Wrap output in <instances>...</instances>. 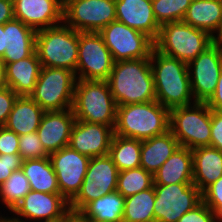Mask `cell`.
<instances>
[{
	"label": "cell",
	"instance_id": "cell-2",
	"mask_svg": "<svg viewBox=\"0 0 222 222\" xmlns=\"http://www.w3.org/2000/svg\"><path fill=\"white\" fill-rule=\"evenodd\" d=\"M150 63L156 100L169 110L190 105L193 95L187 64L164 55L155 48L151 52Z\"/></svg>",
	"mask_w": 222,
	"mask_h": 222
},
{
	"label": "cell",
	"instance_id": "cell-23",
	"mask_svg": "<svg viewBox=\"0 0 222 222\" xmlns=\"http://www.w3.org/2000/svg\"><path fill=\"white\" fill-rule=\"evenodd\" d=\"M41 67L36 51L27 58L5 64L7 87L18 96H29L34 91Z\"/></svg>",
	"mask_w": 222,
	"mask_h": 222
},
{
	"label": "cell",
	"instance_id": "cell-26",
	"mask_svg": "<svg viewBox=\"0 0 222 222\" xmlns=\"http://www.w3.org/2000/svg\"><path fill=\"white\" fill-rule=\"evenodd\" d=\"M44 110L30 97L18 96L4 127L18 136L37 131Z\"/></svg>",
	"mask_w": 222,
	"mask_h": 222
},
{
	"label": "cell",
	"instance_id": "cell-24",
	"mask_svg": "<svg viewBox=\"0 0 222 222\" xmlns=\"http://www.w3.org/2000/svg\"><path fill=\"white\" fill-rule=\"evenodd\" d=\"M154 184L193 183L192 149L179 146L153 174Z\"/></svg>",
	"mask_w": 222,
	"mask_h": 222
},
{
	"label": "cell",
	"instance_id": "cell-19",
	"mask_svg": "<svg viewBox=\"0 0 222 222\" xmlns=\"http://www.w3.org/2000/svg\"><path fill=\"white\" fill-rule=\"evenodd\" d=\"M75 121L76 118L72 108L62 111L44 112L37 133L48 154L69 145Z\"/></svg>",
	"mask_w": 222,
	"mask_h": 222
},
{
	"label": "cell",
	"instance_id": "cell-15",
	"mask_svg": "<svg viewBox=\"0 0 222 222\" xmlns=\"http://www.w3.org/2000/svg\"><path fill=\"white\" fill-rule=\"evenodd\" d=\"M49 159L57 176L60 194L70 202L81 188L90 158L67 146L49 154Z\"/></svg>",
	"mask_w": 222,
	"mask_h": 222
},
{
	"label": "cell",
	"instance_id": "cell-3",
	"mask_svg": "<svg viewBox=\"0 0 222 222\" xmlns=\"http://www.w3.org/2000/svg\"><path fill=\"white\" fill-rule=\"evenodd\" d=\"M170 110L157 100L117 106L114 134L145 140L169 130Z\"/></svg>",
	"mask_w": 222,
	"mask_h": 222
},
{
	"label": "cell",
	"instance_id": "cell-8",
	"mask_svg": "<svg viewBox=\"0 0 222 222\" xmlns=\"http://www.w3.org/2000/svg\"><path fill=\"white\" fill-rule=\"evenodd\" d=\"M76 82L73 71L42 66L34 91L29 96L44 111L71 109Z\"/></svg>",
	"mask_w": 222,
	"mask_h": 222
},
{
	"label": "cell",
	"instance_id": "cell-34",
	"mask_svg": "<svg viewBox=\"0 0 222 222\" xmlns=\"http://www.w3.org/2000/svg\"><path fill=\"white\" fill-rule=\"evenodd\" d=\"M192 0H152V7L159 26L182 21Z\"/></svg>",
	"mask_w": 222,
	"mask_h": 222
},
{
	"label": "cell",
	"instance_id": "cell-17",
	"mask_svg": "<svg viewBox=\"0 0 222 222\" xmlns=\"http://www.w3.org/2000/svg\"><path fill=\"white\" fill-rule=\"evenodd\" d=\"M70 209L69 202L60 193H43L30 190L12 211L31 221L56 222ZM37 219V220H36Z\"/></svg>",
	"mask_w": 222,
	"mask_h": 222
},
{
	"label": "cell",
	"instance_id": "cell-22",
	"mask_svg": "<svg viewBox=\"0 0 222 222\" xmlns=\"http://www.w3.org/2000/svg\"><path fill=\"white\" fill-rule=\"evenodd\" d=\"M182 21L221 41L222 0H192Z\"/></svg>",
	"mask_w": 222,
	"mask_h": 222
},
{
	"label": "cell",
	"instance_id": "cell-33",
	"mask_svg": "<svg viewBox=\"0 0 222 222\" xmlns=\"http://www.w3.org/2000/svg\"><path fill=\"white\" fill-rule=\"evenodd\" d=\"M30 190V183L22 169H20L13 171L11 176L0 185V197L6 207L12 212Z\"/></svg>",
	"mask_w": 222,
	"mask_h": 222
},
{
	"label": "cell",
	"instance_id": "cell-45",
	"mask_svg": "<svg viewBox=\"0 0 222 222\" xmlns=\"http://www.w3.org/2000/svg\"><path fill=\"white\" fill-rule=\"evenodd\" d=\"M5 50L6 46H5L4 24H0V58L3 56Z\"/></svg>",
	"mask_w": 222,
	"mask_h": 222
},
{
	"label": "cell",
	"instance_id": "cell-35",
	"mask_svg": "<svg viewBox=\"0 0 222 222\" xmlns=\"http://www.w3.org/2000/svg\"><path fill=\"white\" fill-rule=\"evenodd\" d=\"M19 154L23 160L49 157L45 151L37 131L19 136Z\"/></svg>",
	"mask_w": 222,
	"mask_h": 222
},
{
	"label": "cell",
	"instance_id": "cell-28",
	"mask_svg": "<svg viewBox=\"0 0 222 222\" xmlns=\"http://www.w3.org/2000/svg\"><path fill=\"white\" fill-rule=\"evenodd\" d=\"M21 169L30 183L31 190L43 193H60L57 176L49 157L23 160Z\"/></svg>",
	"mask_w": 222,
	"mask_h": 222
},
{
	"label": "cell",
	"instance_id": "cell-29",
	"mask_svg": "<svg viewBox=\"0 0 222 222\" xmlns=\"http://www.w3.org/2000/svg\"><path fill=\"white\" fill-rule=\"evenodd\" d=\"M125 197L118 191L89 202L81 211L87 216L105 222H123Z\"/></svg>",
	"mask_w": 222,
	"mask_h": 222
},
{
	"label": "cell",
	"instance_id": "cell-46",
	"mask_svg": "<svg viewBox=\"0 0 222 222\" xmlns=\"http://www.w3.org/2000/svg\"><path fill=\"white\" fill-rule=\"evenodd\" d=\"M6 79H5V64L0 58V89L6 88Z\"/></svg>",
	"mask_w": 222,
	"mask_h": 222
},
{
	"label": "cell",
	"instance_id": "cell-27",
	"mask_svg": "<svg viewBox=\"0 0 222 222\" xmlns=\"http://www.w3.org/2000/svg\"><path fill=\"white\" fill-rule=\"evenodd\" d=\"M172 132L141 140L140 167L154 174L179 147Z\"/></svg>",
	"mask_w": 222,
	"mask_h": 222
},
{
	"label": "cell",
	"instance_id": "cell-12",
	"mask_svg": "<svg viewBox=\"0 0 222 222\" xmlns=\"http://www.w3.org/2000/svg\"><path fill=\"white\" fill-rule=\"evenodd\" d=\"M114 62L150 58L154 41L146 34L115 20L98 32Z\"/></svg>",
	"mask_w": 222,
	"mask_h": 222
},
{
	"label": "cell",
	"instance_id": "cell-38",
	"mask_svg": "<svg viewBox=\"0 0 222 222\" xmlns=\"http://www.w3.org/2000/svg\"><path fill=\"white\" fill-rule=\"evenodd\" d=\"M23 159L20 154L0 155V185H2L13 171L21 169Z\"/></svg>",
	"mask_w": 222,
	"mask_h": 222
},
{
	"label": "cell",
	"instance_id": "cell-47",
	"mask_svg": "<svg viewBox=\"0 0 222 222\" xmlns=\"http://www.w3.org/2000/svg\"><path fill=\"white\" fill-rule=\"evenodd\" d=\"M0 222H25V221H21V218L20 219H18V218H12V219H10V218H7L6 219V217L5 218H2V216L0 217Z\"/></svg>",
	"mask_w": 222,
	"mask_h": 222
},
{
	"label": "cell",
	"instance_id": "cell-16",
	"mask_svg": "<svg viewBox=\"0 0 222 222\" xmlns=\"http://www.w3.org/2000/svg\"><path fill=\"white\" fill-rule=\"evenodd\" d=\"M114 128L76 120L69 140V147L89 158L109 154Z\"/></svg>",
	"mask_w": 222,
	"mask_h": 222
},
{
	"label": "cell",
	"instance_id": "cell-6",
	"mask_svg": "<svg viewBox=\"0 0 222 222\" xmlns=\"http://www.w3.org/2000/svg\"><path fill=\"white\" fill-rule=\"evenodd\" d=\"M79 32L58 24L36 31L35 51L42 66L75 72L78 61Z\"/></svg>",
	"mask_w": 222,
	"mask_h": 222
},
{
	"label": "cell",
	"instance_id": "cell-36",
	"mask_svg": "<svg viewBox=\"0 0 222 222\" xmlns=\"http://www.w3.org/2000/svg\"><path fill=\"white\" fill-rule=\"evenodd\" d=\"M202 201L216 215L222 210V177L202 192Z\"/></svg>",
	"mask_w": 222,
	"mask_h": 222
},
{
	"label": "cell",
	"instance_id": "cell-20",
	"mask_svg": "<svg viewBox=\"0 0 222 222\" xmlns=\"http://www.w3.org/2000/svg\"><path fill=\"white\" fill-rule=\"evenodd\" d=\"M116 20L138 30L153 41L158 37L160 26L155 18L152 0H115Z\"/></svg>",
	"mask_w": 222,
	"mask_h": 222
},
{
	"label": "cell",
	"instance_id": "cell-1",
	"mask_svg": "<svg viewBox=\"0 0 222 222\" xmlns=\"http://www.w3.org/2000/svg\"><path fill=\"white\" fill-rule=\"evenodd\" d=\"M107 82L117 106L156 100L150 58L114 62Z\"/></svg>",
	"mask_w": 222,
	"mask_h": 222
},
{
	"label": "cell",
	"instance_id": "cell-11",
	"mask_svg": "<svg viewBox=\"0 0 222 222\" xmlns=\"http://www.w3.org/2000/svg\"><path fill=\"white\" fill-rule=\"evenodd\" d=\"M116 20L115 0H66L63 23L78 32H100Z\"/></svg>",
	"mask_w": 222,
	"mask_h": 222
},
{
	"label": "cell",
	"instance_id": "cell-5",
	"mask_svg": "<svg viewBox=\"0 0 222 222\" xmlns=\"http://www.w3.org/2000/svg\"><path fill=\"white\" fill-rule=\"evenodd\" d=\"M215 41L216 39L207 32L183 21H177L160 26L154 48L164 55L188 64Z\"/></svg>",
	"mask_w": 222,
	"mask_h": 222
},
{
	"label": "cell",
	"instance_id": "cell-48",
	"mask_svg": "<svg viewBox=\"0 0 222 222\" xmlns=\"http://www.w3.org/2000/svg\"><path fill=\"white\" fill-rule=\"evenodd\" d=\"M87 222H105V221H100V220H96L92 217H87Z\"/></svg>",
	"mask_w": 222,
	"mask_h": 222
},
{
	"label": "cell",
	"instance_id": "cell-21",
	"mask_svg": "<svg viewBox=\"0 0 222 222\" xmlns=\"http://www.w3.org/2000/svg\"><path fill=\"white\" fill-rule=\"evenodd\" d=\"M6 50L1 57L4 64L31 56L36 47V31L18 19L4 23Z\"/></svg>",
	"mask_w": 222,
	"mask_h": 222
},
{
	"label": "cell",
	"instance_id": "cell-25",
	"mask_svg": "<svg viewBox=\"0 0 222 222\" xmlns=\"http://www.w3.org/2000/svg\"><path fill=\"white\" fill-rule=\"evenodd\" d=\"M193 184L203 192L222 177V151L212 146L192 149Z\"/></svg>",
	"mask_w": 222,
	"mask_h": 222
},
{
	"label": "cell",
	"instance_id": "cell-7",
	"mask_svg": "<svg viewBox=\"0 0 222 222\" xmlns=\"http://www.w3.org/2000/svg\"><path fill=\"white\" fill-rule=\"evenodd\" d=\"M169 130L180 146L194 149L210 146L211 109L206 102L170 109Z\"/></svg>",
	"mask_w": 222,
	"mask_h": 222
},
{
	"label": "cell",
	"instance_id": "cell-49",
	"mask_svg": "<svg viewBox=\"0 0 222 222\" xmlns=\"http://www.w3.org/2000/svg\"><path fill=\"white\" fill-rule=\"evenodd\" d=\"M216 218H217V222H219V221L222 222V210L216 215Z\"/></svg>",
	"mask_w": 222,
	"mask_h": 222
},
{
	"label": "cell",
	"instance_id": "cell-39",
	"mask_svg": "<svg viewBox=\"0 0 222 222\" xmlns=\"http://www.w3.org/2000/svg\"><path fill=\"white\" fill-rule=\"evenodd\" d=\"M3 154H19V136L0 126V155Z\"/></svg>",
	"mask_w": 222,
	"mask_h": 222
},
{
	"label": "cell",
	"instance_id": "cell-10",
	"mask_svg": "<svg viewBox=\"0 0 222 222\" xmlns=\"http://www.w3.org/2000/svg\"><path fill=\"white\" fill-rule=\"evenodd\" d=\"M117 166L109 154L90 158L86 175L70 209L81 211L89 202L116 191Z\"/></svg>",
	"mask_w": 222,
	"mask_h": 222
},
{
	"label": "cell",
	"instance_id": "cell-13",
	"mask_svg": "<svg viewBox=\"0 0 222 222\" xmlns=\"http://www.w3.org/2000/svg\"><path fill=\"white\" fill-rule=\"evenodd\" d=\"M114 60L102 36L95 32H79L77 79L107 81Z\"/></svg>",
	"mask_w": 222,
	"mask_h": 222
},
{
	"label": "cell",
	"instance_id": "cell-32",
	"mask_svg": "<svg viewBox=\"0 0 222 222\" xmlns=\"http://www.w3.org/2000/svg\"><path fill=\"white\" fill-rule=\"evenodd\" d=\"M153 184V174L142 167H138L119 171L116 191H118L123 197H128L151 188Z\"/></svg>",
	"mask_w": 222,
	"mask_h": 222
},
{
	"label": "cell",
	"instance_id": "cell-18",
	"mask_svg": "<svg viewBox=\"0 0 222 222\" xmlns=\"http://www.w3.org/2000/svg\"><path fill=\"white\" fill-rule=\"evenodd\" d=\"M14 17L35 31L63 21L61 0H13Z\"/></svg>",
	"mask_w": 222,
	"mask_h": 222
},
{
	"label": "cell",
	"instance_id": "cell-4",
	"mask_svg": "<svg viewBox=\"0 0 222 222\" xmlns=\"http://www.w3.org/2000/svg\"><path fill=\"white\" fill-rule=\"evenodd\" d=\"M72 110L76 120L115 128L117 104L107 81L77 79Z\"/></svg>",
	"mask_w": 222,
	"mask_h": 222
},
{
	"label": "cell",
	"instance_id": "cell-44",
	"mask_svg": "<svg viewBox=\"0 0 222 222\" xmlns=\"http://www.w3.org/2000/svg\"><path fill=\"white\" fill-rule=\"evenodd\" d=\"M61 222H87V216L82 211L69 209Z\"/></svg>",
	"mask_w": 222,
	"mask_h": 222
},
{
	"label": "cell",
	"instance_id": "cell-30",
	"mask_svg": "<svg viewBox=\"0 0 222 222\" xmlns=\"http://www.w3.org/2000/svg\"><path fill=\"white\" fill-rule=\"evenodd\" d=\"M109 155L118 171L140 167L141 140L114 134Z\"/></svg>",
	"mask_w": 222,
	"mask_h": 222
},
{
	"label": "cell",
	"instance_id": "cell-14",
	"mask_svg": "<svg viewBox=\"0 0 222 222\" xmlns=\"http://www.w3.org/2000/svg\"><path fill=\"white\" fill-rule=\"evenodd\" d=\"M187 68L194 102H207L216 90L222 70V42L216 40Z\"/></svg>",
	"mask_w": 222,
	"mask_h": 222
},
{
	"label": "cell",
	"instance_id": "cell-37",
	"mask_svg": "<svg viewBox=\"0 0 222 222\" xmlns=\"http://www.w3.org/2000/svg\"><path fill=\"white\" fill-rule=\"evenodd\" d=\"M177 222H217L216 214L202 201L186 212Z\"/></svg>",
	"mask_w": 222,
	"mask_h": 222
},
{
	"label": "cell",
	"instance_id": "cell-40",
	"mask_svg": "<svg viewBox=\"0 0 222 222\" xmlns=\"http://www.w3.org/2000/svg\"><path fill=\"white\" fill-rule=\"evenodd\" d=\"M18 95L10 88L0 89V126H4Z\"/></svg>",
	"mask_w": 222,
	"mask_h": 222
},
{
	"label": "cell",
	"instance_id": "cell-9",
	"mask_svg": "<svg viewBox=\"0 0 222 222\" xmlns=\"http://www.w3.org/2000/svg\"><path fill=\"white\" fill-rule=\"evenodd\" d=\"M155 222H177L202 202V192L193 183L153 184Z\"/></svg>",
	"mask_w": 222,
	"mask_h": 222
},
{
	"label": "cell",
	"instance_id": "cell-31",
	"mask_svg": "<svg viewBox=\"0 0 222 222\" xmlns=\"http://www.w3.org/2000/svg\"><path fill=\"white\" fill-rule=\"evenodd\" d=\"M154 186L125 197L123 222H155Z\"/></svg>",
	"mask_w": 222,
	"mask_h": 222
},
{
	"label": "cell",
	"instance_id": "cell-42",
	"mask_svg": "<svg viewBox=\"0 0 222 222\" xmlns=\"http://www.w3.org/2000/svg\"><path fill=\"white\" fill-rule=\"evenodd\" d=\"M206 104L211 110L222 111V70L217 82L216 90Z\"/></svg>",
	"mask_w": 222,
	"mask_h": 222
},
{
	"label": "cell",
	"instance_id": "cell-41",
	"mask_svg": "<svg viewBox=\"0 0 222 222\" xmlns=\"http://www.w3.org/2000/svg\"><path fill=\"white\" fill-rule=\"evenodd\" d=\"M210 146L222 151V111L211 110Z\"/></svg>",
	"mask_w": 222,
	"mask_h": 222
},
{
	"label": "cell",
	"instance_id": "cell-43",
	"mask_svg": "<svg viewBox=\"0 0 222 222\" xmlns=\"http://www.w3.org/2000/svg\"><path fill=\"white\" fill-rule=\"evenodd\" d=\"M13 0H0V24L14 19Z\"/></svg>",
	"mask_w": 222,
	"mask_h": 222
}]
</instances>
